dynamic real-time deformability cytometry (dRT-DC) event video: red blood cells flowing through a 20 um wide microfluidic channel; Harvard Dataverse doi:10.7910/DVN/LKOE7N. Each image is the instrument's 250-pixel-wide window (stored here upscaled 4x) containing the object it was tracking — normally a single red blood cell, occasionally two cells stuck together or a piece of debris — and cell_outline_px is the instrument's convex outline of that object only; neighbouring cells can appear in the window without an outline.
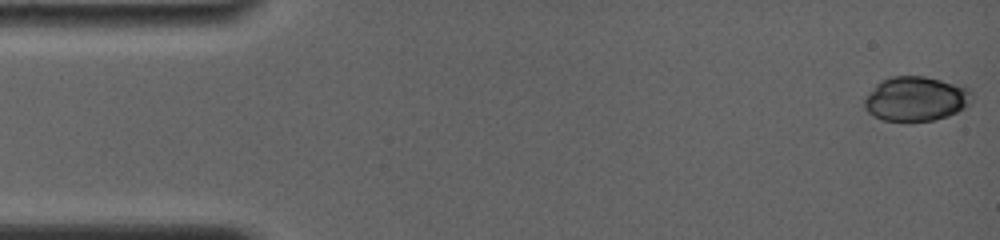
{"species": "common noctule bat (a hibernating species)", "species_latin": "Nyctalus noctula", "temperature_condition": "room temperature", "stored_images_in_passage": 37, "camera_frame_rate_fps": 4000, "um_per_image_px": 0.085, "animal": {"sex": "female", "body_mass_g": 19.0, "forearm_length_mm": 56.7}, "frame": {"image": 1, "passage_image": 1, "time_ms": 0.0, "image_size_px": [1000, 240], "cell_outline_px": [[972, 104], [948, 116], [932, 120], [908, 124], [884, 120], [872, 116], [864, 108], [864, 100], [876, 84], [880, 80], [892, 76], [924, 76], [964, 84], [972, 92]], "centroid_in_image_um": [77.88, 8.42], "position_along_channel_um": 7.1, "area_um2": 28.84}}
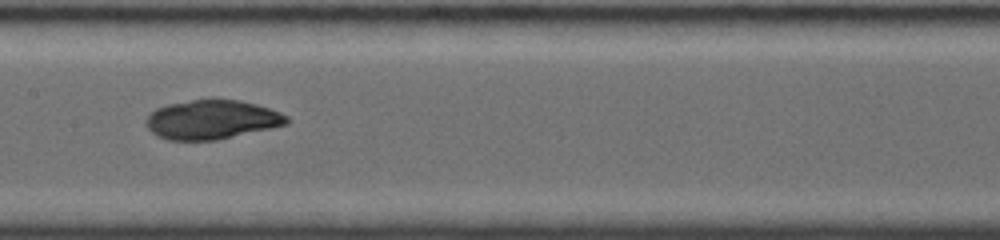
{"frame": {"image": 2, "passage_image": 21, "time_ms": 8.0, "image_size_px": [1000, 240], "cell_outline_px": [[288, 124], [272, 128], [216, 140], [168, 140], [156, 136], [144, 124], [144, 120], [156, 108], [168, 104], [212, 96], [240, 100], [256, 104], [280, 112], [288, 116]], "centroid_in_image_um": [17.99, 10.14], "position_along_channel_um": 189.4, "area_um2": 32.77}}
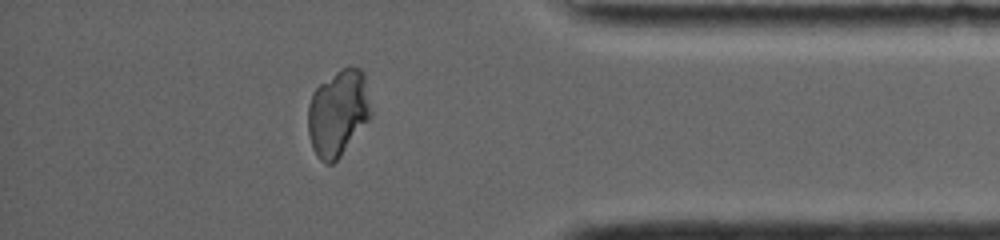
{"frame": {"image": 3, "passage_image": 36, "time_ms": 14.0, "image_size_px": [1000, 240], "cell_outline_px": [[372, 116], [340, 156], [332, 164], [324, 164], [316, 156], [312, 148], [308, 136], [308, 104], [312, 92], [320, 84], [340, 68], [360, 68], [364, 72], [372, 112]], "centroid_in_image_um": [28.72, 9.61], "position_along_channel_um": 406.5, "area_um2": 31.85}}